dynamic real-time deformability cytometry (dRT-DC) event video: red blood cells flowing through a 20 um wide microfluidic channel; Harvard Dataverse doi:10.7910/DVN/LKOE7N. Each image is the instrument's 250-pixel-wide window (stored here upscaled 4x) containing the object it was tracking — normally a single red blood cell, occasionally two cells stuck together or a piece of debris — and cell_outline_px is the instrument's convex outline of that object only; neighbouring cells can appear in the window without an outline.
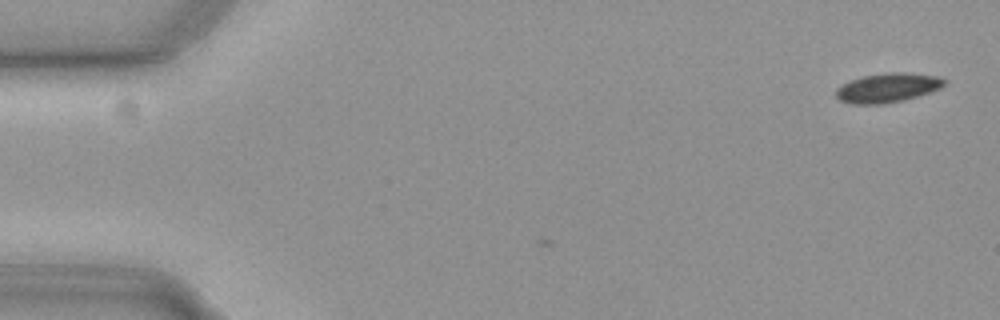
{"species": "common noctule bat (a hibernating species)", "species_latin": "Nyctalus noctula", "temperature_condition": "cold", "stored_images_in_passage": 4, "camera_frame_rate_fps": 3000, "um_per_image_px": 0.085, "animal": {"sex": "female", "body_mass_g": 19.3, "forearm_length_mm": 54.1}, "frame": {"image": 1, "passage_image": 4, "time_ms": 1.0, "image_size_px": [1000, 320], "cell_outline_px": [[948, 80], [940, 88], [904, 100], [884, 104], [852, 104], [840, 100], [836, 96], [836, 88], [852, 80], [864, 76], [888, 72], [904, 72], [940, 76]], "centroid_in_image_um": [75.47, 7.46], "position_along_channel_um": 9.5, "area_um2": 18.38}}